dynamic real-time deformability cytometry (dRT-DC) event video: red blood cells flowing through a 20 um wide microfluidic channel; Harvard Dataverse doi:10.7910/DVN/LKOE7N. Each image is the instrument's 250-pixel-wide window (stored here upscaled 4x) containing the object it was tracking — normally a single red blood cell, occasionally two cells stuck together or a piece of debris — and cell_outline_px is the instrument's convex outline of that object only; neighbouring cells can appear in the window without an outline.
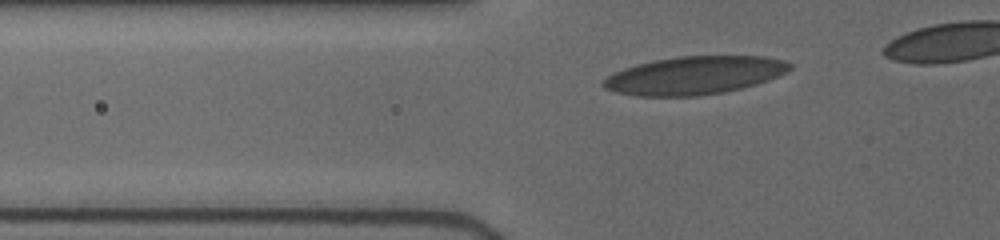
{"species": "human", "species_latin": "Homo sapiens", "temperature_condition": "cold", "stored_images_in_passage": 12, "segment_of_instrument_passage": [1, 2], "camera_frame_rate_fps": 3000, "um_per_image_px": 0.085, "donor": {"sex": "female"}, "frame": {"image": 1, "passage_image": 2, "time_ms": 0.333, "image_size_px": [1000, 240], "cell_outline_px": [[792, 68], [788, 72], [768, 80], [756, 84], [724, 92], [700, 96], [636, 96], [616, 92], [604, 88], [600, 84], [608, 76], [624, 68], [636, 64], [652, 60], [676, 56], [764, 56], [784, 60], [792, 64]], "centroid_in_image_um": [59.03, 6.4], "position_along_channel_um": 66.8, "area_um2": 41.56}}
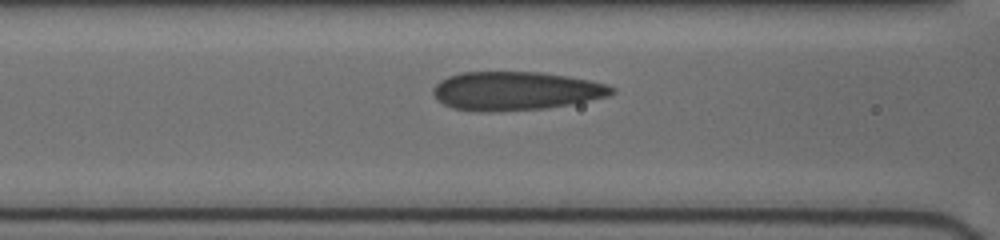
{"frame": {"image": 2, "passage_image": 7, "time_ms": 2.0, "image_size_px": [1000, 240], "cell_outline_px": [[616, 92], [608, 96], [568, 104], [544, 108], [452, 108], [444, 104], [432, 92], [432, 88], [440, 80], [448, 76], [460, 72], [540, 72], [568, 76], [608, 84], [616, 88]], "centroid_in_image_um": [43.89, 7.66], "position_along_channel_um": 122.7, "area_um2": 38.67}}
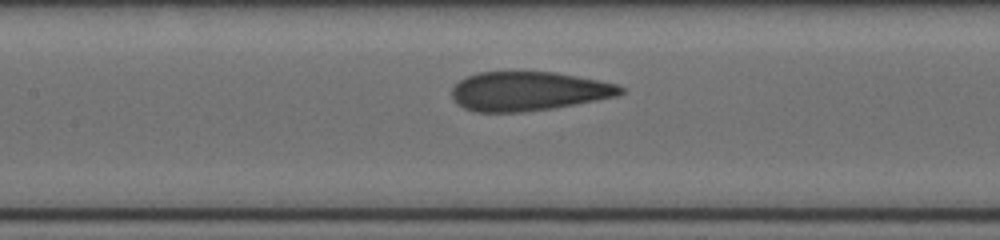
{"frame": {"image": 3, "passage_image": 10, "time_ms": 3.0, "image_size_px": [1000, 240], "cell_outline_px": [[624, 92], [616, 96], [596, 100], [552, 108], [524, 112], [476, 112], [464, 108], [456, 104], [452, 100], [452, 88], [460, 80], [468, 76], [480, 72], [556, 72], [616, 84], [624, 88]], "centroid_in_image_um": [44.87, 7.76], "position_along_channel_um": 162.5, "area_um2": 38.26}}